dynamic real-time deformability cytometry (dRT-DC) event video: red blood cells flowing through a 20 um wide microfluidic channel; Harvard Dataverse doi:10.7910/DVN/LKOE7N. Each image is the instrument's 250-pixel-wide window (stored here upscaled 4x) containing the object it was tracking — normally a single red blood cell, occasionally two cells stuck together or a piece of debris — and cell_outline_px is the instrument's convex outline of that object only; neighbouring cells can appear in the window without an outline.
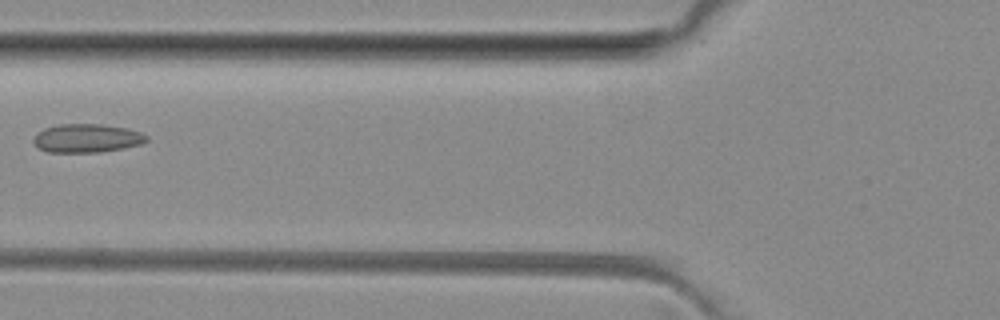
{"species": "common noctule bat (a hibernating species)", "species_latin": "Nyctalus noctula", "temperature_condition": "room temperature", "stored_images_in_passage": 5, "camera_frame_rate_fps": 3000, "um_per_image_px": 0.085, "animal": {"sex": "female", "body_mass_g": 29.2, "forearm_length_mm": 56.3}, "frame": {"image": 1, "passage_image": 5, "time_ms": 6.0, "image_size_px": [1000, 320], "cell_outline_px": [[148, 140], [140, 144], [124, 148], [100, 152], [48, 152], [40, 148], [32, 140], [44, 128], [60, 124], [104, 124], [128, 128], [140, 132], [148, 136]], "centroid_in_image_um": [7.43, 11.74], "position_along_channel_um": 118.4, "area_um2": 18.73}}